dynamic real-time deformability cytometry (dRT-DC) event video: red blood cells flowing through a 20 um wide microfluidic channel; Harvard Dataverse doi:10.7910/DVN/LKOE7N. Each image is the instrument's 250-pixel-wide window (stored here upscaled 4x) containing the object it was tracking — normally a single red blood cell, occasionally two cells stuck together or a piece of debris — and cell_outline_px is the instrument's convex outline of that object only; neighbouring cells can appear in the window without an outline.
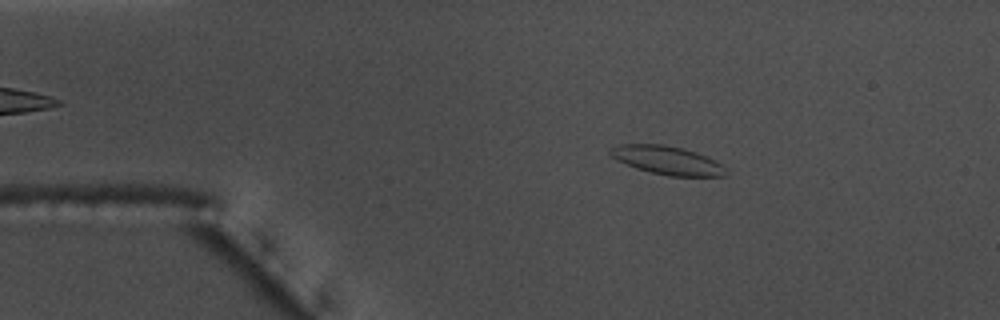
{"species": "common noctule bat (a hibernating species)", "species_latin": "Nyctalus noctula", "temperature_condition": "warm", "stored_images_in_passage": 55, "camera_frame_rate_fps": 3000, "um_per_image_px": 0.085, "animal": {"sex": "male", "body_mass_g": 17.5, "forearm_length_mm": 52.3}, "frame": {"image": 1, "passage_image": 9, "time_ms": 2.667, "image_size_px": [1000, 320], "cell_outline_px": [[728, 172], [724, 176], [668, 176], [636, 168], [612, 156], [608, 152], [608, 148], [620, 144], [664, 144], [684, 148], [696, 152], [716, 160]], "centroid_in_image_um": [56.72, 13.61], "position_along_channel_um": 28.3, "area_um2": 19.07}}
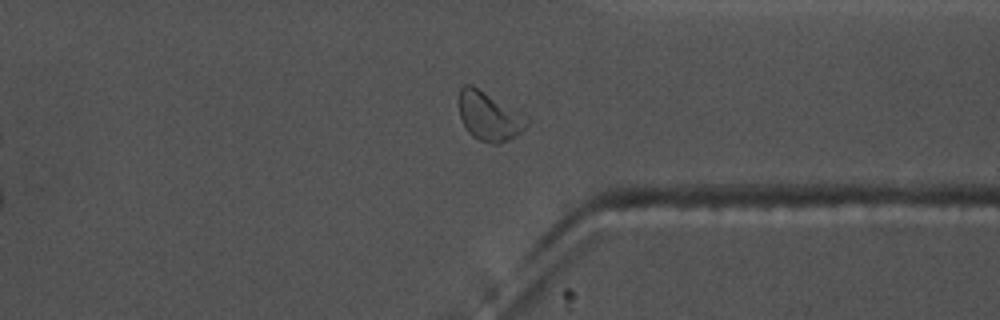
{"frame": {"image": 2, "passage_image": 42, "time_ms": 13.667, "image_size_px": [1000, 320], "cell_outline_px": [[532, 120], [520, 132], [508, 140], [500, 144], [492, 144], [480, 140], [472, 136], [468, 132], [460, 116], [456, 104], [460, 88], [464, 84], [472, 84]], "centroid_in_image_um": [41.52, 9.87], "position_along_channel_um": 369.9, "area_um2": 19.42}, "authors_computed_cell_mechanics": {"area_um2": 18.7272, "velocity_mm_per_s": 3.6218, "shape_relaxation_time_tau1_ms": 3.1087, "shape_relaxation_time_tau2_ms": 1.6161, "deformation_change_tau1": 0.1063, "deformation_change_tau2": 0.0739}}